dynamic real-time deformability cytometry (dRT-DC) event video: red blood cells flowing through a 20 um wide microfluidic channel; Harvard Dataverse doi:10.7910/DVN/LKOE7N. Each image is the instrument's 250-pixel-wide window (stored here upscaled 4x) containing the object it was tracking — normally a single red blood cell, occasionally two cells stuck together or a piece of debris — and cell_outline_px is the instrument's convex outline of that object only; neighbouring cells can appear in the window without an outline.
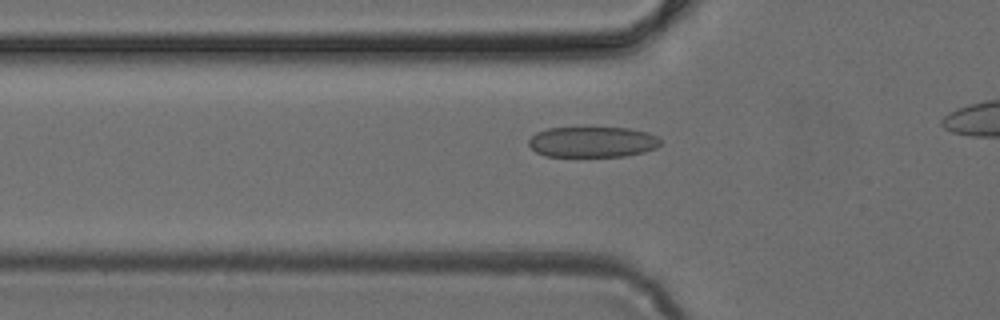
{"species": "common noctule bat (a hibernating species)", "species_latin": "Nyctalus noctula", "temperature_condition": "cold", "stored_images_in_passage": 32, "camera_frame_rate_fps": 3000, "um_per_image_px": 0.085, "animal": {"sex": "female", "body_mass_g": 24.6, "forearm_length_mm": 56.2}, "frame": {"image": 1, "passage_image": 8, "time_ms": 2.333, "image_size_px": [1000, 320], "cell_outline_px": [[660, 144], [656, 148], [644, 152], [624, 156], [544, 156], [536, 152], [528, 144], [528, 140], [536, 132], [548, 128], [628, 128], [648, 132], [660, 136]], "centroid_in_image_um": [50.37, 12.06], "position_along_channel_um": 75.4, "area_um2": 23.58}}
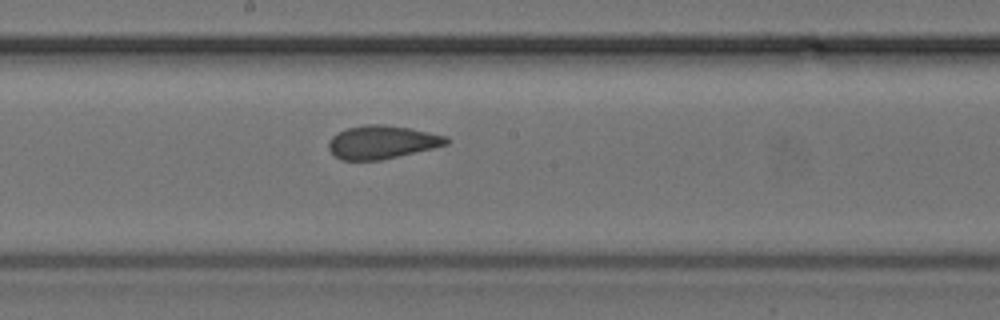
{"frame": {"image": 2, "passage_image": 18, "time_ms": 5.667, "image_size_px": [1000, 320], "cell_outline_px": [[448, 144], [432, 148], [380, 160], [340, 160], [328, 148], [328, 140], [332, 136], [348, 128], [368, 124], [384, 124], [408, 128], [448, 136]], "centroid_in_image_um": [32.45, 12.08], "position_along_channel_um": 215.8, "area_um2": 22.54}}
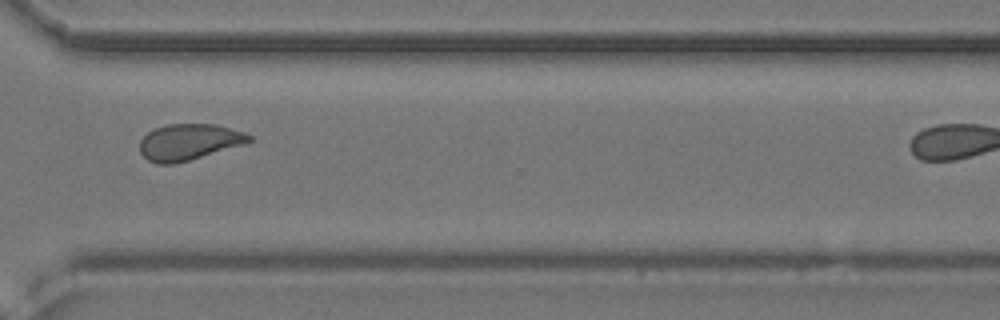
{"frame": {"image": 3, "passage_image": 28, "time_ms": 9.0, "image_size_px": [1000, 320], "cell_outline_px": [[256, 140], [244, 144], [188, 160], [172, 164], [156, 164], [148, 160], [140, 152], [140, 140], [148, 132], [156, 128], [168, 124], [216, 124], [244, 132], [252, 136]], "centroid_in_image_um": [16.08, 12.06], "position_along_channel_um": 354.5, "area_um2": 22.95}}